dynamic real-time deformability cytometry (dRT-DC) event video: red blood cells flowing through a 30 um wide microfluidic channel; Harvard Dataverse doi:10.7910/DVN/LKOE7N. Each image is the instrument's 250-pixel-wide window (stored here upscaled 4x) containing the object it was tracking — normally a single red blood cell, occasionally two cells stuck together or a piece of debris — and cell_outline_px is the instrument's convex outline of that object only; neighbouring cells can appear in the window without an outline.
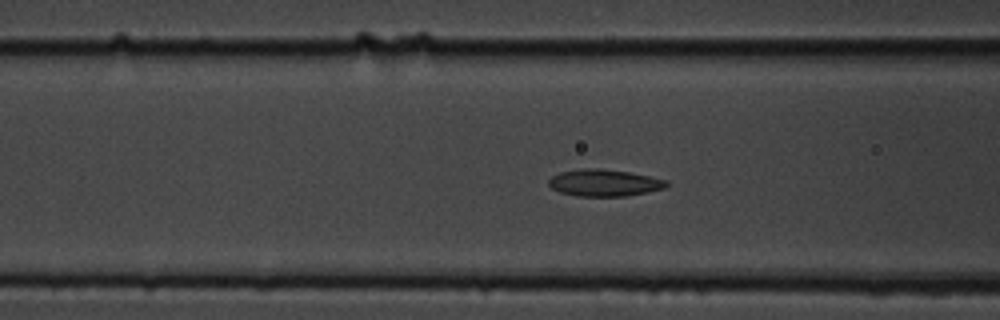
{"species": "common noctule bat (a hibernating species)", "species_latin": "Nyctalus noctula", "temperature_condition": "cold", "stored_images_in_passage": 56, "camera_frame_rate_fps": 3000, "um_per_image_px": 0.085, "animal": {"sex": "male", "body_mass_g": 19.5, "forearm_length_mm": 54.6}, "frame": {"image": 1, "passage_image": 22, "time_ms": 7.0, "image_size_px": [1000, 320], "cell_outline_px": [[668, 184], [664, 188], [628, 196], [576, 196], [560, 192], [552, 188], [548, 184], [548, 180], [552, 176], [560, 172], [584, 168], [596, 168], [628, 172], [668, 180]], "centroid_in_image_um": [51.34, 15.54], "position_along_channel_um": 115.3, "area_um2": 18.32}}
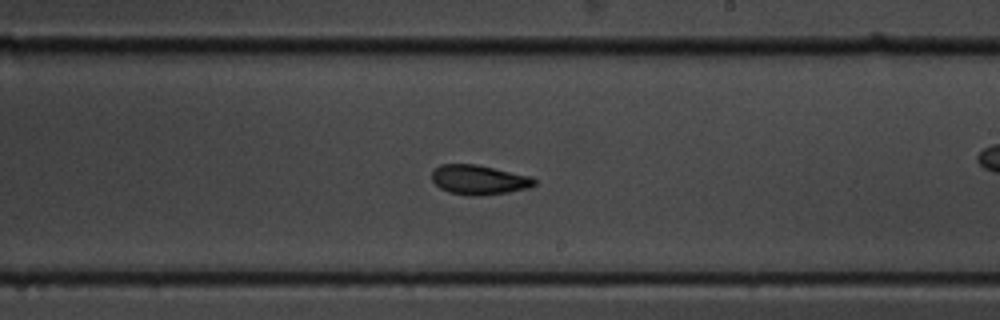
{"frame": {"image": 2, "passage_image": 33, "time_ms": 10.667, "image_size_px": [1000, 320], "cell_outline_px": [[536, 184], [528, 188], [508, 192], [480, 196], [472, 196], [448, 192], [440, 188], [432, 180], [432, 172], [440, 164], [476, 164], [532, 176], [536, 180]], "centroid_in_image_um": [40.72, 15.28], "position_along_channel_um": 248.3, "area_um2": 17.74}}
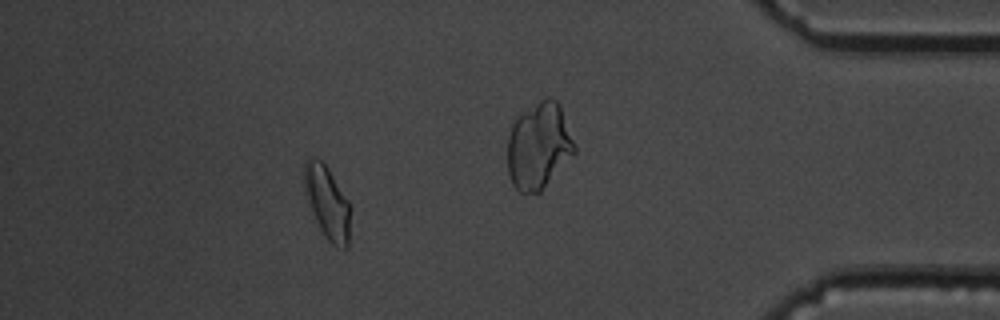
{"frame": {"image": 3, "passage_image": 50, "time_ms": 16.333, "image_size_px": [1000, 320], "cell_outline_px": [[352, 208], [348, 248], [344, 252], [336, 248], [324, 236], [316, 220], [304, 192], [304, 160], [308, 156], [320, 160], [328, 168], [348, 200]], "centroid_in_image_um": [27.85, 17.26], "position_along_channel_um": 407.3, "area_um2": 20.06}, "authors_computed_cell_mechanics": {"area_um2": 18.3515, "velocity_mm_per_s": 3.6355, "shape_relaxation_time_tau1_ms": 2.9608, "shape_relaxation_time_tau2_ms": 2.0415, "deformation_change_tau1": 0.111, "deformation_change_tau2": 0.0727}}